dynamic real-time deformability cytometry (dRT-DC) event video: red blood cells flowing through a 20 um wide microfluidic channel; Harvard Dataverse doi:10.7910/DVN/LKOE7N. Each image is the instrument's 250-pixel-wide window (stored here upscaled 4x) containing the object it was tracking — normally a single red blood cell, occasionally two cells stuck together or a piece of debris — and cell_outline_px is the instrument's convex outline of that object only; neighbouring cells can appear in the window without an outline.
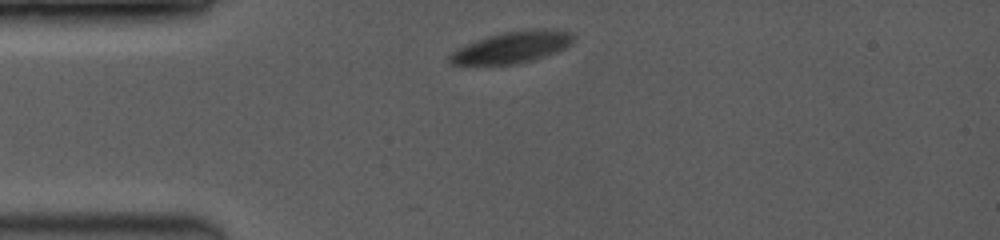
{"species": "common noctule bat (a hibernating species)", "species_latin": "Nyctalus noctula", "temperature_condition": "room temperature", "stored_images_in_passage": 3, "camera_frame_rate_fps": 3500, "um_per_image_px": 0.085, "animal": {"sex": "female", "body_mass_g": 19.0, "forearm_length_mm": 53.3}, "frame": {"image": 1, "passage_image": 1, "time_ms": 0.0, "image_size_px": [1000, 240], "cell_outline_px": [[572, 40], [564, 48], [516, 64], [452, 64], [448, 60], [448, 56], [452, 52], [476, 40], [500, 32], [532, 28], [544, 28], [568, 32], [572, 36]], "centroid_in_image_um": [43.46, 3.99], "position_along_channel_um": 41.5, "area_um2": 22.02}}
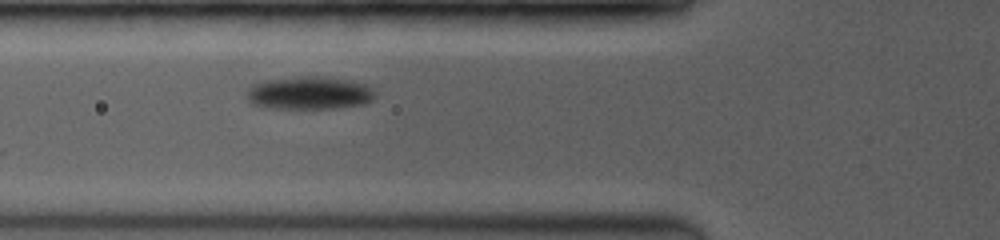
{"frame": {"image": 2, "passage_image": 3, "time_ms": 2.286, "image_size_px": [1000, 240], "cell_outline_px": [[376, 92], [372, 100], [364, 104], [340, 108], [268, 108], [252, 104], [248, 100], [248, 88], [252, 84], [264, 80], [300, 76], [332, 76], [352, 80], [364, 84], [372, 88]], "centroid_in_image_um": [26.32, 7.89], "position_along_channel_um": 99.5, "area_um2": 25.03}}